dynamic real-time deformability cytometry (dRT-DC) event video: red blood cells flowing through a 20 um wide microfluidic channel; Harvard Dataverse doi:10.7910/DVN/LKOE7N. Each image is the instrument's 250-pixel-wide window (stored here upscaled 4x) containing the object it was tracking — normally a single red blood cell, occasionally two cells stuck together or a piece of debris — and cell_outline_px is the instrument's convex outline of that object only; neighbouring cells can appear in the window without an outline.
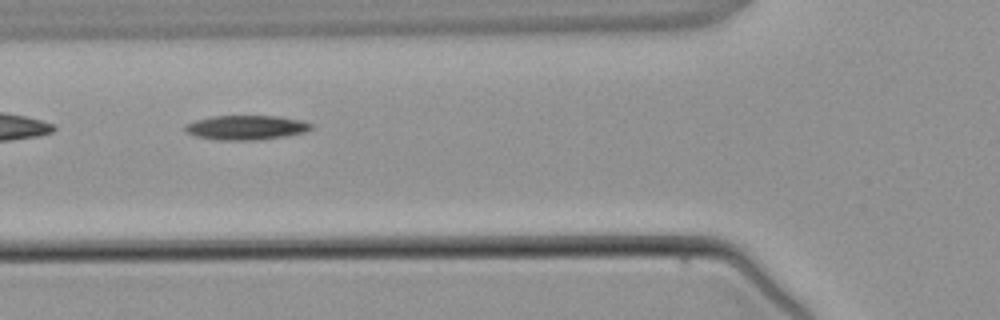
{"species": "common noctule bat (a hibernating species)", "species_latin": "Nyctalus noctula", "temperature_condition": "warm", "stored_images_in_passage": 5, "camera_frame_rate_fps": 3000, "um_per_image_px": 0.085, "animal": {"sex": "male", "body_mass_g": 21.5, "forearm_length_mm": 52.0}, "frame": {"image": 1, "passage_image": 4, "time_ms": 4.0, "image_size_px": [1000, 320], "cell_outline_px": [[312, 128], [304, 132], [284, 136], [256, 140], [216, 140], [192, 136], [184, 132], [184, 124], [196, 120], [212, 116], [276, 116], [300, 120], [312, 124]], "centroid_in_image_um": [20.83, 10.85], "position_along_channel_um": 105.0, "area_um2": 18.03}}